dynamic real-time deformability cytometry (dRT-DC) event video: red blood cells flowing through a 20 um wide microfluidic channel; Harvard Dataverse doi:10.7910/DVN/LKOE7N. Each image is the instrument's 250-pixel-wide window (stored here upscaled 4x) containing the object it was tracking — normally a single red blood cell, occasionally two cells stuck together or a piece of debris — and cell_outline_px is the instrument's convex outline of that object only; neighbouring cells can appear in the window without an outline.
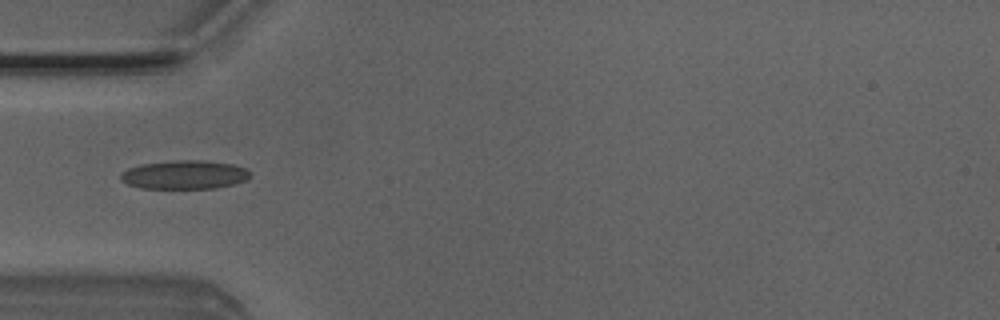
{"species": "Egyptian fruit bat (a non-hibernating species)", "species_latin": "Rousettus aegyptiacus", "temperature_condition": "room temperature", "stored_images_in_passage": 5, "camera_frame_rate_fps": 3000, "um_per_image_px": 0.085, "animal": {"sex": "male"}, "frame": {"image": 1, "passage_image": 4, "time_ms": 1.0, "image_size_px": [1000, 320], "cell_outline_px": [[248, 180], [236, 184], [216, 188], [140, 188], [128, 184], [120, 180], [120, 172], [128, 168], [140, 164], [176, 160], [200, 160], [232, 164], [244, 168], [248, 172]], "centroid_in_image_um": [15.64, 14.85], "position_along_channel_um": 69.4, "area_um2": 21.68}}